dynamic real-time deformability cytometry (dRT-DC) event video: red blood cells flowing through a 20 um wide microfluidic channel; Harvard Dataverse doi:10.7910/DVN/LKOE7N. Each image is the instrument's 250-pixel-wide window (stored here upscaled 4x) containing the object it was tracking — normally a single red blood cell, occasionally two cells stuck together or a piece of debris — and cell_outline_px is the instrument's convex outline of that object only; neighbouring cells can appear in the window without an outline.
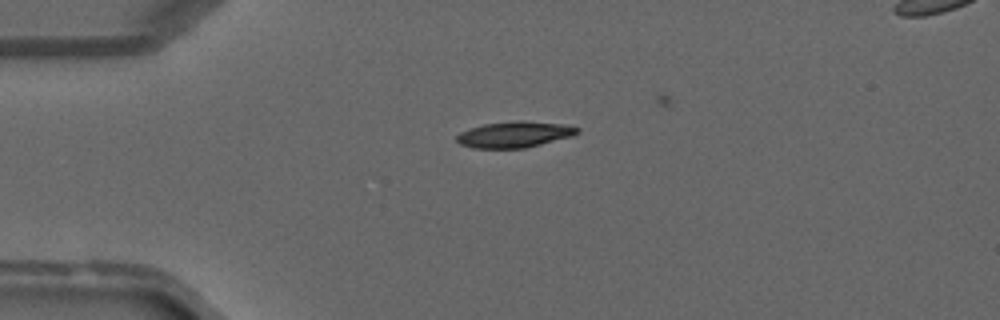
{"species": "common noctule bat (a hibernating species)", "species_latin": "Nyctalus noctula", "temperature_condition": "warm", "stored_images_in_passage": 33, "camera_frame_rate_fps": 3000, "um_per_image_px": 0.085, "animal": {"sex": "male", "forearm_length_mm": 52.5}, "frame": {"image": 1, "passage_image": 3, "time_ms": 0.667, "image_size_px": [1000, 320], "cell_outline_px": [[580, 132], [572, 136], [524, 148], [472, 148], [460, 144], [456, 140], [456, 136], [460, 132], [468, 128], [484, 124], [516, 120], [524, 120], [564, 124], [580, 128]], "centroid_in_image_um": [43.72, 11.42], "position_along_channel_um": 41.3, "area_um2": 18.44}}
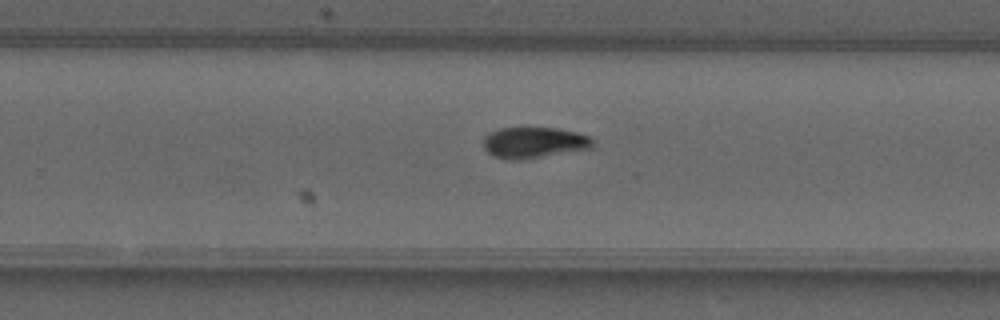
{"frame": {"image": 2, "passage_image": 19, "time_ms": 6.0, "image_size_px": [1000, 320], "cell_outline_px": [[596, 144], [592, 148], [520, 160], [512, 160], [496, 156], [488, 152], [484, 148], [484, 136], [488, 132], [500, 128], [556, 128], [576, 132], [592, 136]], "centroid_in_image_um": [45.43, 12.11], "position_along_channel_um": 284.4, "area_um2": 19.83}}
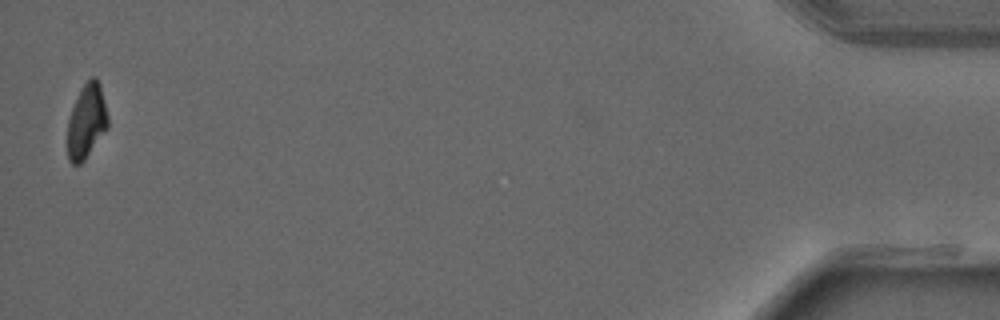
{"frame": {"image": 3, "passage_image": 33, "time_ms": 10.667, "image_size_px": [1000, 320], "cell_outline_px": [[108, 128], [84, 160], [80, 164], [72, 164], [68, 160], [68, 120], [72, 108], [80, 88], [92, 76], [96, 76], [100, 84], [108, 116]], "centroid_in_image_um": [7.36, 10.3], "position_along_channel_um": 427.8, "area_um2": 17.46}}